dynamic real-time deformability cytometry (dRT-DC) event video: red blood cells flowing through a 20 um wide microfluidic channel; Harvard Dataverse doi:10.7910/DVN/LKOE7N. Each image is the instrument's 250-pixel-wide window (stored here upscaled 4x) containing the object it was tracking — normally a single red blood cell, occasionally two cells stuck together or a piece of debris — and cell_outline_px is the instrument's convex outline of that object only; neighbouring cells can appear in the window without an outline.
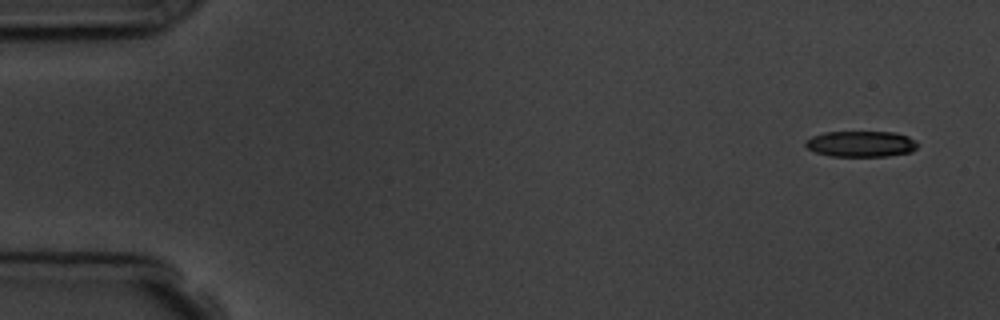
{"species": "common noctule bat (a hibernating species)", "species_latin": "Nyctalus noctula", "temperature_condition": "room temperature", "stored_images_in_passage": 5, "segment_of_instrument_passage": [1, 2], "camera_frame_rate_fps": 3000, "um_per_image_px": 0.085, "animal": {"sex": "male", "body_mass_g": 19.5, "forearm_length_mm": 54.6}, "frame": {"image": 1, "passage_image": 1, "time_ms": 0.0, "image_size_px": [1000, 320], "cell_outline_px": [[916, 148], [912, 152], [888, 156], [832, 156], [816, 152], [808, 148], [804, 144], [804, 140], [812, 136], [824, 132], [896, 132], [908, 136], [916, 140]], "centroid_in_image_um": [73.18, 12.23], "position_along_channel_um": 11.8, "area_um2": 16.99}}